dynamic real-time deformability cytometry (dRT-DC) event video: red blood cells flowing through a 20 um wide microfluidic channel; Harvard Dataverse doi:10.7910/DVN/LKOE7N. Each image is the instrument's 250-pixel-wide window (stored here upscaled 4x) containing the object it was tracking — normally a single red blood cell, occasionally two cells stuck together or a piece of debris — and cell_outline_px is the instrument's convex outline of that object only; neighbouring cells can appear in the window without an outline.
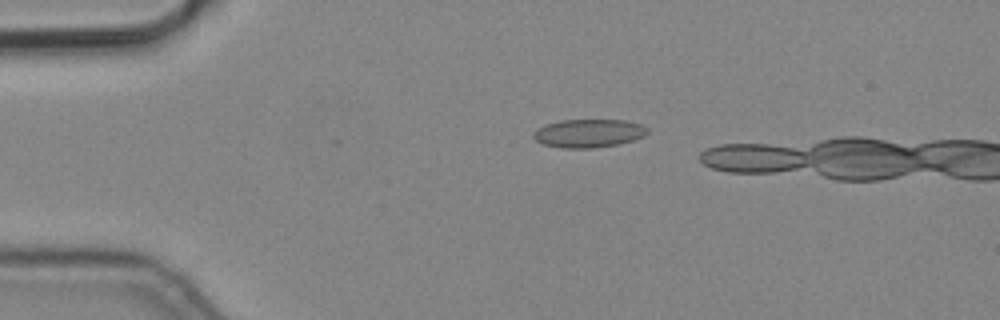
{"species": "common noctule bat (a hibernating species)", "species_latin": "Nyctalus noctula", "temperature_condition": "cold", "stored_images_in_passage": 4, "camera_frame_rate_fps": 3000, "um_per_image_px": 0.085, "animal": {"sex": "male", "body_mass_g": 19.2, "forearm_length_mm": 51.8}, "frame": {"image": 1, "passage_image": 2, "time_ms": 0.333, "image_size_px": [1000, 320], "cell_outline_px": [[648, 132], [644, 136], [632, 140], [616, 144], [592, 148], [560, 148], [544, 144], [536, 140], [532, 136], [532, 132], [536, 128], [560, 120], [624, 120], [640, 124], [648, 128]], "centroid_in_image_um": [50.0, 11.32], "position_along_channel_um": 35.0, "area_um2": 18.73}}